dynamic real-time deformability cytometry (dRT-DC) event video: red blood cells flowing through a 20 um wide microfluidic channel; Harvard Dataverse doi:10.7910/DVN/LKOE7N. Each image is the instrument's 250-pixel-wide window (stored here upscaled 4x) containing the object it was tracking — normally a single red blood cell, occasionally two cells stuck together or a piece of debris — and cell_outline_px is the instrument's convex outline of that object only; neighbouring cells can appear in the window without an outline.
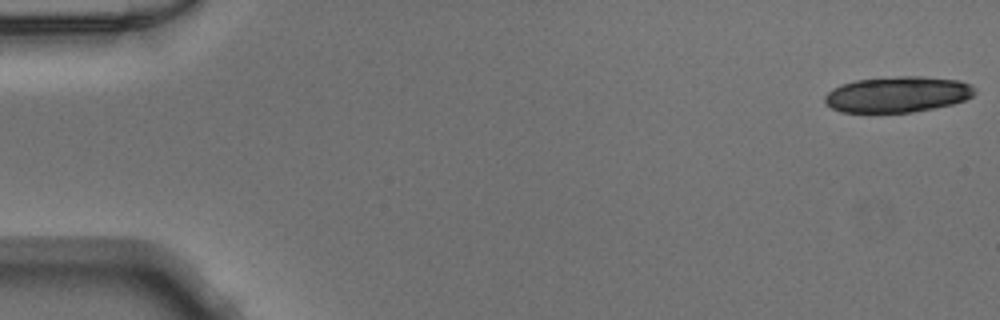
{"species": "Egyptian fruit bat (a non-hibernating species)", "species_latin": "Rousettus aegyptiacus", "temperature_condition": "warm", "stored_images_in_passage": 18, "camera_frame_rate_fps": 3000, "um_per_image_px": 0.085, "animal": {"sex": "male"}, "frame": {"image": 1, "passage_image": 1, "time_ms": 0.0, "image_size_px": [1000, 320], "cell_outline_px": [[976, 92], [972, 96], [964, 100], [952, 104], [912, 112], [840, 112], [832, 108], [824, 100], [824, 96], [832, 88], [840, 84], [856, 80], [896, 76], [920, 76], [960, 80], [972, 84], [976, 88]], "centroid_in_image_um": [76.3, 8.01], "position_along_channel_um": 8.7, "area_um2": 31.44}}
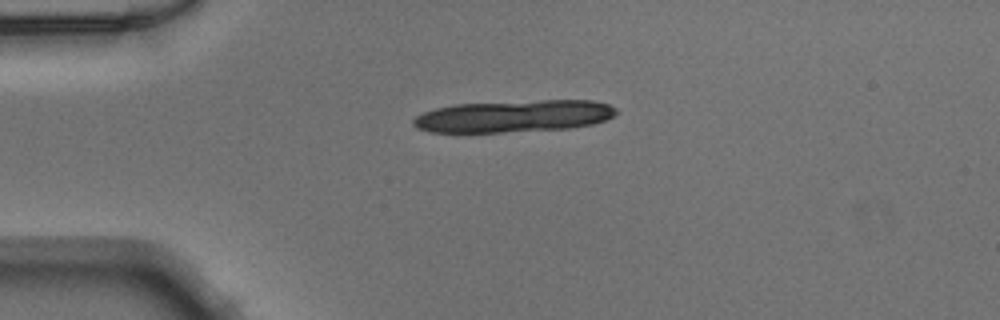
{"frame": {"image": 2, "passage_image": 12, "time_ms": 3.667, "image_size_px": [1000, 320], "cell_outline_px": [[620, 112], [604, 120], [592, 124], [572, 128], [500, 132], [432, 132], [416, 128], [412, 124], [412, 120], [416, 116], [424, 112], [436, 108], [456, 104], [540, 100], [592, 100], [608, 104], [616, 108]], "centroid_in_image_um": [43.68, 9.87], "position_along_channel_um": 41.3, "area_um2": 37.92}}